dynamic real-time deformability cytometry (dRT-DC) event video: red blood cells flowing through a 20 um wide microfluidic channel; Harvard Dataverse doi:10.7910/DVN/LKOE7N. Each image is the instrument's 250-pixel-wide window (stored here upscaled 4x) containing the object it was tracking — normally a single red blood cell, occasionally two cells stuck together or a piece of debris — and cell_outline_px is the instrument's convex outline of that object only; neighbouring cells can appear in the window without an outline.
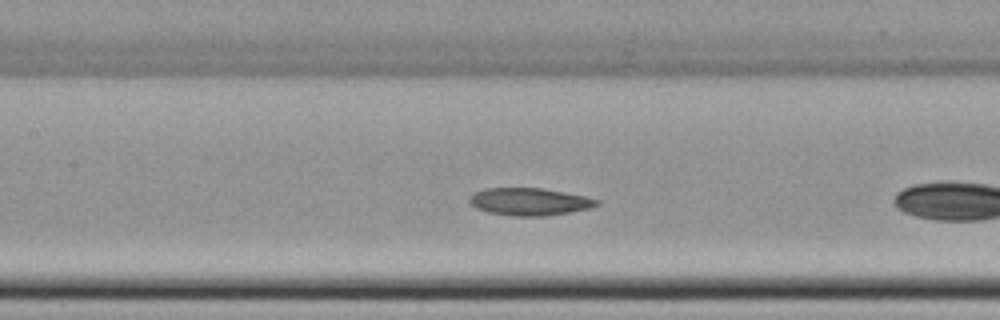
{"species": "common noctule bat (a hibernating species)", "species_latin": "Nyctalus noctula", "temperature_condition": "cold", "stored_images_in_passage": 30, "camera_frame_rate_fps": 3000, "um_per_image_px": 0.085, "animal": {"sex": "female", "body_mass_g": 22.7, "forearm_length_mm": 54.2}, "frame": {"image": 1, "passage_image": 9, "time_ms": 2.667, "image_size_px": [1000, 320], "cell_outline_px": [[600, 204], [592, 208], [544, 216], [512, 216], [488, 212], [476, 208], [468, 200], [468, 196], [472, 192], [484, 188], [544, 188], [584, 196], [600, 200]], "centroid_in_image_um": [44.98, 17.13], "position_along_channel_um": 162.4, "area_um2": 20.52}}
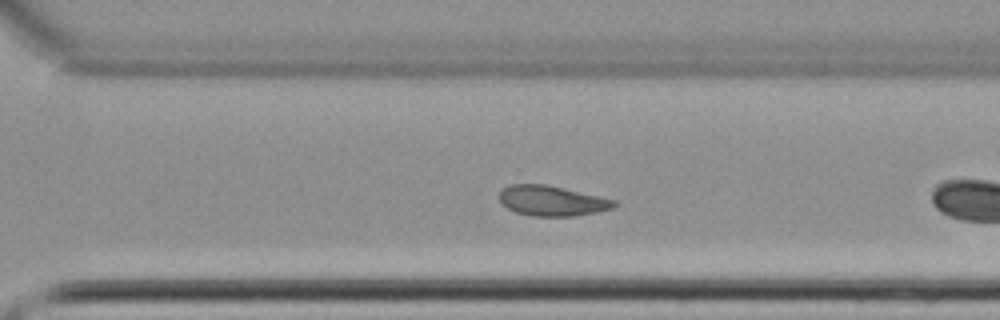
{"frame": {"image": 2, "passage_image": 22, "time_ms": 7.0, "image_size_px": [1000, 320], "cell_outline_px": [[616, 204], [612, 208], [596, 212], [572, 216], [532, 216], [516, 212], [508, 208], [496, 196], [500, 188], [508, 184], [544, 184], [616, 200]], "centroid_in_image_um": [46.83, 17.06], "position_along_channel_um": 323.8, "area_um2": 20.11}, "authors_computed_cell_mechanics": {"area_um2": 20.2589, "velocity_mm_per_s": 3.7329, "shape_relaxation_time_tau1_ms": 4.8425, "shape_relaxation_time_tau2_ms": 8.0572, "deformation_change_tau1": 0.1201, "deformation_change_tau2": 0.1279}}